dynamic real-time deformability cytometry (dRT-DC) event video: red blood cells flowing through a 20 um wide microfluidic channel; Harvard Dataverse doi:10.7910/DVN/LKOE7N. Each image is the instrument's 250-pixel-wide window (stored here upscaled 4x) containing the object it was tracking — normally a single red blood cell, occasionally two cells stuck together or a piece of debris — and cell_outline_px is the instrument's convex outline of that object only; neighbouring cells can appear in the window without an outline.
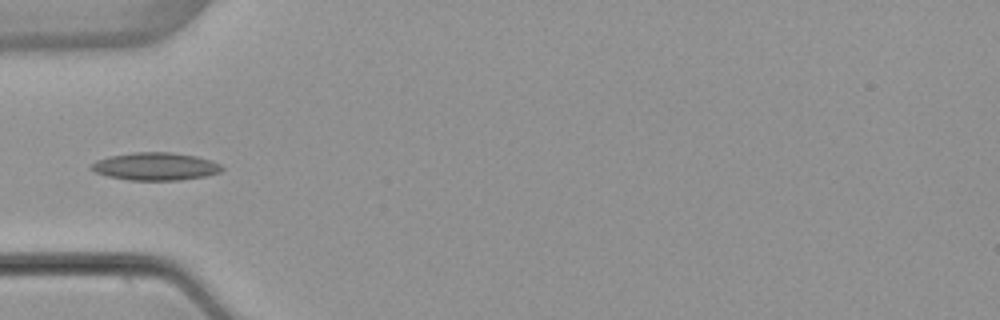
{"species": "common noctule bat (a hibernating species)", "species_latin": "Nyctalus noctula", "temperature_condition": "warm", "stored_images_in_passage": 5, "camera_frame_rate_fps": 3000, "um_per_image_px": 0.085, "animal": {"sex": "female", "body_mass_g": 22.7, "forearm_length_mm": 54.2}, "frame": {"image": 1, "passage_image": 5, "time_ms": 5.0, "image_size_px": [1000, 320], "cell_outline_px": [[224, 168], [220, 172], [204, 176], [180, 180], [128, 180], [108, 176], [96, 172], [88, 168], [96, 160], [108, 156], [132, 152], [172, 152], [196, 156], [212, 160], [220, 164]], "centroid_in_image_um": [13.2, 14.14], "position_along_channel_um": 71.8, "area_um2": 21.21}}